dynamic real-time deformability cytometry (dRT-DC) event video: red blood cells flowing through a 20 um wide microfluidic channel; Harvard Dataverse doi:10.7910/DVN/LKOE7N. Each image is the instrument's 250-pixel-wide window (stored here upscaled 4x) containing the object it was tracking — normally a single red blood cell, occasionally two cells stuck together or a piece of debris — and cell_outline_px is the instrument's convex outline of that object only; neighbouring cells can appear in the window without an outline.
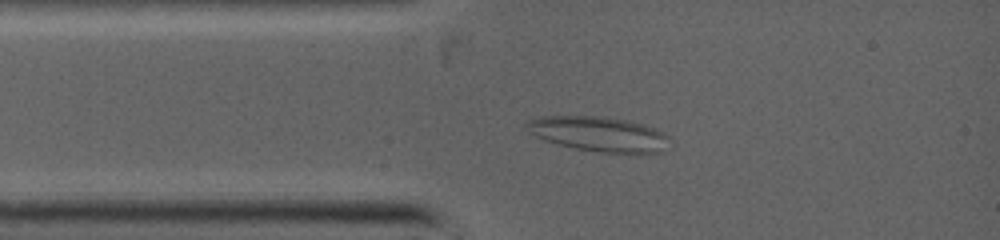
{"species": "common noctule bat (a hibernating species)", "species_latin": "Nyctalus noctula", "temperature_condition": "warm", "stored_images_in_passage": 47, "camera_frame_rate_fps": 5000, "um_per_image_px": 0.085, "animal": {"sex": "female", "body_mass_g": 19.0, "forearm_length_mm": 53.3}, "frame": {"image": 1, "passage_image": 7, "time_ms": 1.2, "image_size_px": [1000, 240], "cell_outline_px": [[672, 148], [660, 152], [600, 152], [576, 148], [544, 140], [528, 132], [524, 128], [524, 124], [528, 120], [544, 116], [596, 116], [632, 120], [656, 128], [664, 132], [668, 136]], "centroid_in_image_um": [50.94, 11.37], "position_along_channel_um": 34.1, "area_um2": 29.25}}
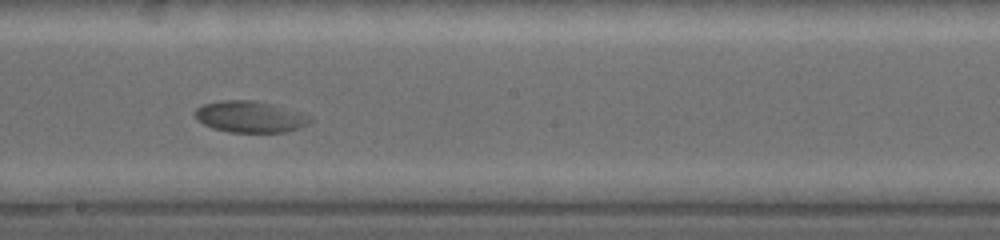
{"frame": {"image": 2, "passage_image": 30, "time_ms": 5.6, "image_size_px": [1000, 240], "cell_outline_px": [[312, 120], [308, 124], [284, 132], [228, 132], [212, 128], [204, 124], [192, 112], [196, 108], [204, 104], [220, 100], [252, 100], [268, 104], [312, 116]], "centroid_in_image_um": [21.2, 9.93], "position_along_channel_um": 227.0, "area_um2": 20.69}}
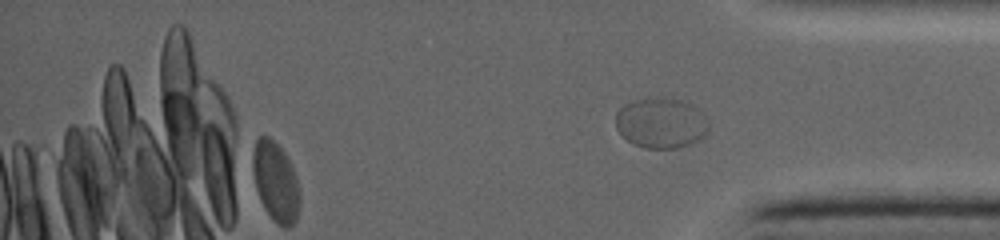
{"frame": {"image": 3, "passage_image": 47, "time_ms": 9.0, "image_size_px": [1000, 240], "cell_outline_px": [[708, 132], [700, 140], [676, 148], [644, 148], [632, 144], [616, 128], [616, 112], [624, 104], [636, 100], [656, 96], [664, 96], [684, 100], [692, 104], [708, 120]], "centroid_in_image_um": [56.19, 10.43], "position_along_channel_um": 379.0, "area_um2": 27.63}}